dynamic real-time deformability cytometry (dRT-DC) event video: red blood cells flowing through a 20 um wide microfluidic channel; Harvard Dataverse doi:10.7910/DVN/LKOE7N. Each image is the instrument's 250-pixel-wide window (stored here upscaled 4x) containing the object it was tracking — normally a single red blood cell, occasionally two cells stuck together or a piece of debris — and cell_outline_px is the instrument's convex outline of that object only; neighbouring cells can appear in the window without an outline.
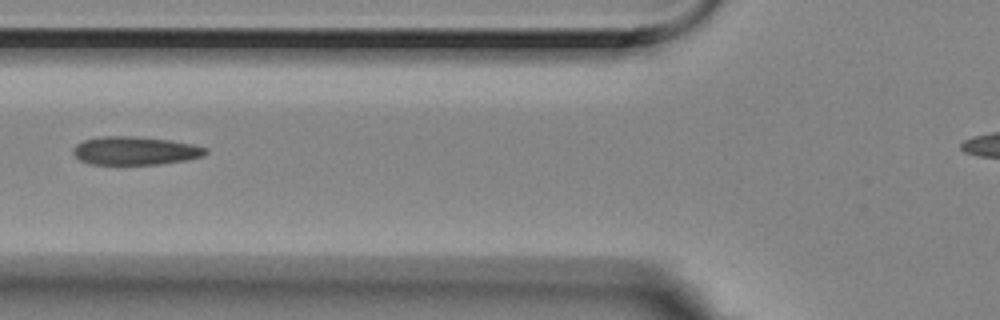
{"species": "Egyptian fruit bat (a non-hibernating species)", "species_latin": "Rousettus aegyptiacus", "temperature_condition": "room temperature", "stored_images_in_passage": 3, "camera_frame_rate_fps": 3000, "um_per_image_px": 0.085, "animal": {"sex": "female"}, "frame": {"image": 1, "passage_image": 3, "time_ms": 0.667, "image_size_px": [1000, 320], "cell_outline_px": [[208, 152], [204, 156], [184, 160], [160, 164], [92, 164], [80, 160], [72, 152], [72, 148], [76, 144], [84, 140], [100, 136], [132, 136], [172, 140], [192, 144], [208, 148]], "centroid_in_image_um": [11.49, 12.8], "position_along_channel_um": 114.3, "area_um2": 21.91}}